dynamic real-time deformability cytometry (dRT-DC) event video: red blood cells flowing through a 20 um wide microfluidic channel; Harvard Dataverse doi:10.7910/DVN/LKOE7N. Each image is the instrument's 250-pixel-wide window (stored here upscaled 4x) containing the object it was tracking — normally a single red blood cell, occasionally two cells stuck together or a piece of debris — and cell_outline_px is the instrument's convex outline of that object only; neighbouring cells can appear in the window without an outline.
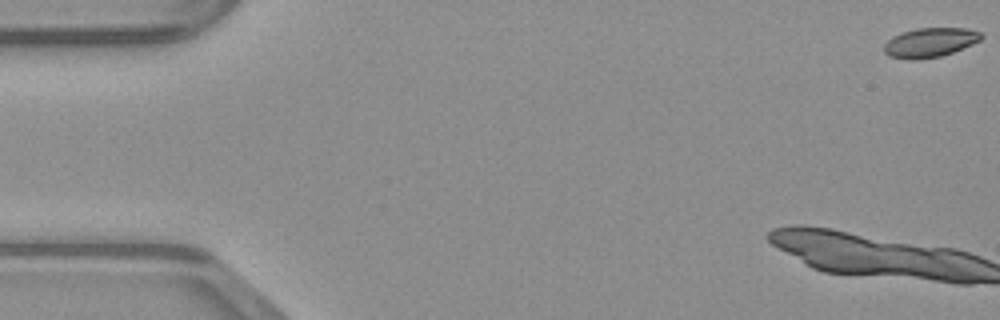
{"species": "common noctule bat (a hibernating species)", "species_latin": "Nyctalus noctula", "temperature_condition": "warm", "stored_images_in_passage": 12, "camera_frame_rate_fps": 3000, "um_per_image_px": 0.085, "animal": {"sex": "male", "body_mass_g": 23.1, "forearm_length_mm": 52.7}, "frame": {"image": 1, "passage_image": 1, "time_ms": 0.0, "image_size_px": [1000, 320], "cell_outline_px": [[984, 36], [980, 40], [972, 44], [952, 52], [940, 56], [916, 60], [912, 60], [888, 56], [884, 52], [884, 44], [892, 36], [916, 28], [964, 28], [980, 32]], "centroid_in_image_um": [79.02, 3.61], "position_along_channel_um": 6.0, "area_um2": 16.53}}